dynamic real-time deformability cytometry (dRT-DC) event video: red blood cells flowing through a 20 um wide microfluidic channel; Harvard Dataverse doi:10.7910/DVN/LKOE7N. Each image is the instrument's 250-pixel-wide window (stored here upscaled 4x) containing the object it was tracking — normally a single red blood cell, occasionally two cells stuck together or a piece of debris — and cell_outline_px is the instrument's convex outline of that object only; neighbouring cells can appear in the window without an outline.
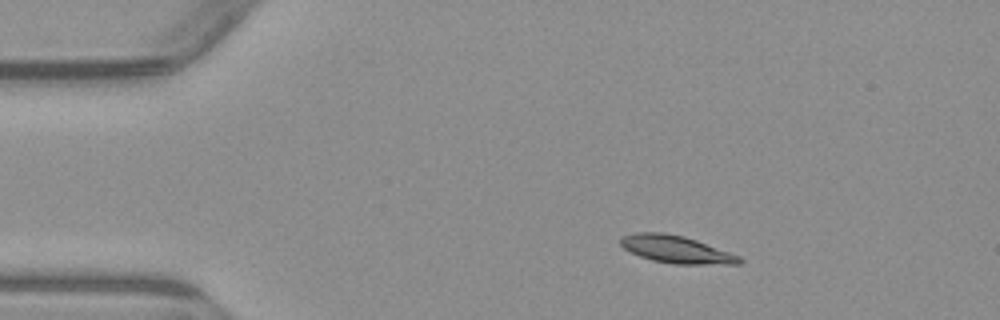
{"species": "common noctule bat (a hibernating species)", "species_latin": "Nyctalus noctula", "temperature_condition": "warm", "stored_images_in_passage": 3, "camera_frame_rate_fps": 3000, "um_per_image_px": 0.085, "animal": {"sex": "male", "body_mass_g": 23.1, "forearm_length_mm": 52.7}, "frame": {"image": 1, "passage_image": 2, "time_ms": 2.0, "image_size_px": [1000, 320], "cell_outline_px": [[744, 260], [740, 264], [676, 264], [652, 260], [640, 256], [624, 248], [620, 244], [620, 236], [636, 232], [664, 232], [684, 236], [696, 240], [740, 256]], "centroid_in_image_um": [57.47, 21.19], "position_along_channel_um": 27.5, "area_um2": 18.96}}